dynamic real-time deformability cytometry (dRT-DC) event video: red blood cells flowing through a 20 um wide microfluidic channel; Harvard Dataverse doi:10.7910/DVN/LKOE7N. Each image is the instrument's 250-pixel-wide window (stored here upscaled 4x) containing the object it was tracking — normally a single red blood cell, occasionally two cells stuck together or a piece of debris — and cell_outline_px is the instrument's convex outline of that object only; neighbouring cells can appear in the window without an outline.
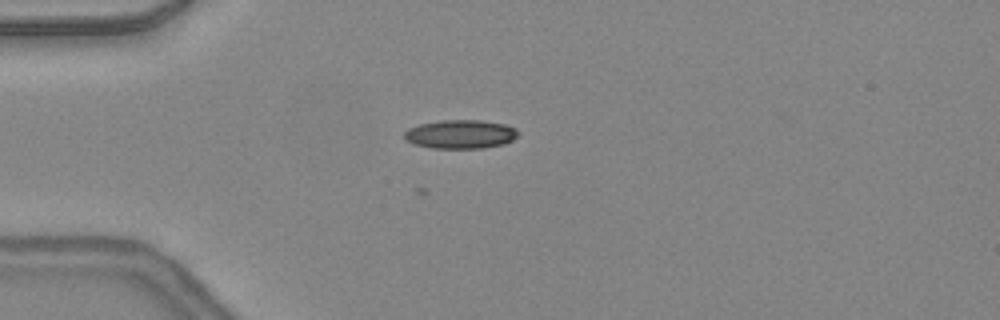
{"species": "common noctule bat (a hibernating species)", "species_latin": "Nyctalus noctula", "temperature_condition": "warm", "stored_images_in_passage": 36, "camera_frame_rate_fps": 3000, "um_per_image_px": 0.085, "animal": {"sex": "female", "body_mass_g": 24.6, "forearm_length_mm": 56.2}, "frame": {"image": 1, "passage_image": 2, "time_ms": 0.333, "image_size_px": [1000, 320], "cell_outline_px": [[520, 132], [512, 140], [504, 144], [484, 148], [432, 148], [412, 144], [404, 140], [404, 132], [408, 128], [420, 124], [444, 120], [480, 120], [504, 124], [516, 128]], "centroid_in_image_um": [39.13, 11.41], "position_along_channel_um": 45.9, "area_um2": 19.19}}
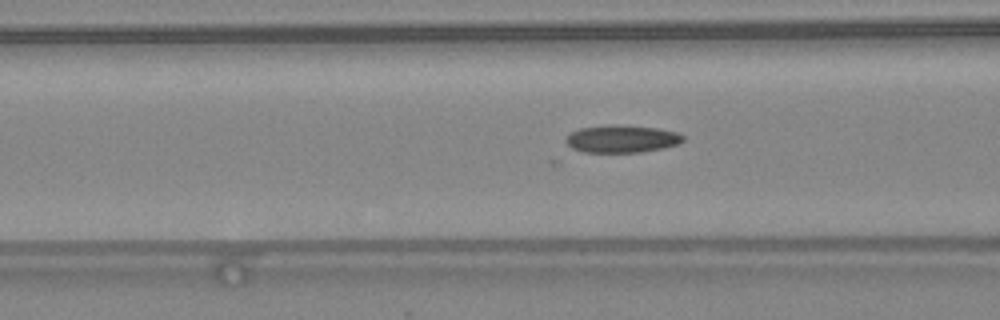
{"frame": {"image": 2, "passage_image": 8, "time_ms": 2.333, "image_size_px": [1000, 320], "cell_outline_px": [[684, 140], [676, 144], [664, 148], [640, 152], [584, 152], [572, 148], [564, 140], [564, 136], [580, 128], [608, 124], [656, 128], [676, 132], [684, 136]], "centroid_in_image_um": [52.81, 11.8], "position_along_channel_um": 113.8, "area_um2": 18.73}, "authors_computed_cell_mechanics": {"area_um2": 18.2359, "velocity_mm_per_s": 4.4097, "shape_relaxation_time_tau1_ms": null, "shape_relaxation_time_tau2_ms": 2.1552, "deformation_change_tau1": null, "deformation_change_tau2": 0.0929}}